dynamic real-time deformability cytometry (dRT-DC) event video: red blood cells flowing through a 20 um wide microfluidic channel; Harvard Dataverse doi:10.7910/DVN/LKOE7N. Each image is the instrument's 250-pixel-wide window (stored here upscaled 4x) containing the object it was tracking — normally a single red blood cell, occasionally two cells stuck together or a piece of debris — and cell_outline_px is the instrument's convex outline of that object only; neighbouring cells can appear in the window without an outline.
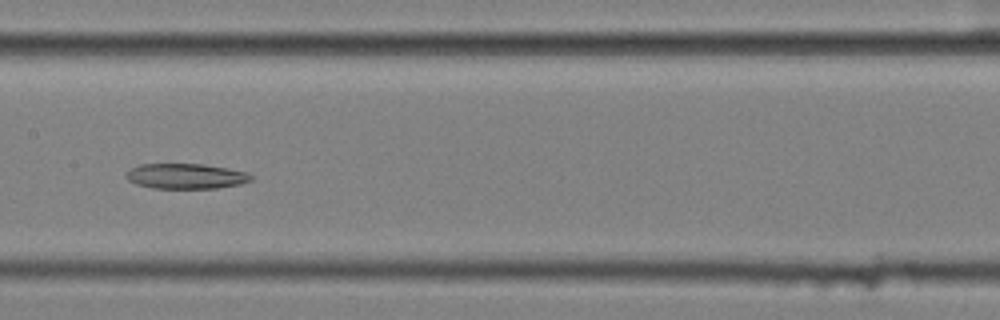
{"species": "common noctule bat (a hibernating species)", "species_latin": "Nyctalus noctula", "temperature_condition": "cold", "stored_images_in_passage": 50, "camera_frame_rate_fps": 3000, "um_per_image_px": 0.085, "animal": {"sex": "female", "body_mass_g": 25.1}, "frame": {"image": 1, "passage_image": 22, "time_ms": 7.0, "image_size_px": [1000, 320], "cell_outline_px": [[252, 180], [240, 184], [216, 188], [152, 188], [136, 184], [128, 180], [124, 176], [124, 172], [140, 164], [204, 164], [228, 168], [248, 172], [252, 176]], "centroid_in_image_um": [15.78, 14.97], "position_along_channel_um": 191.6, "area_um2": 18.5}}
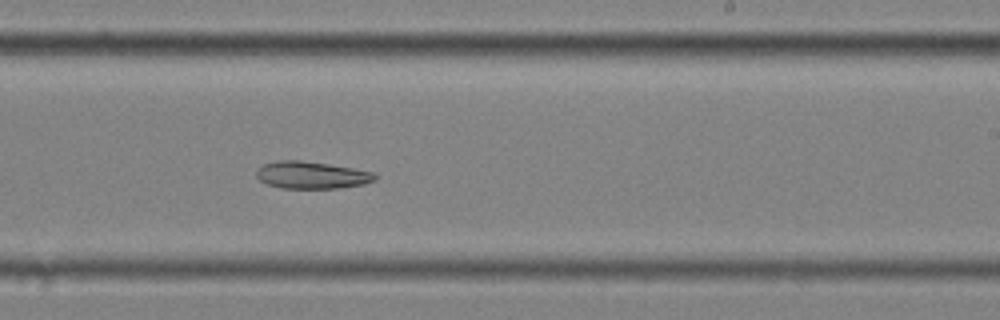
{"frame": {"image": 2, "passage_image": 28, "time_ms": 9.0, "image_size_px": [1000, 320], "cell_outline_px": [[376, 180], [364, 184], [340, 188], [280, 188], [268, 184], [260, 180], [256, 176], [256, 172], [264, 164], [280, 160], [300, 160], [328, 164], [376, 172]], "centroid_in_image_um": [26.52, 14.88], "position_along_channel_um": 262.5, "area_um2": 18.73}}
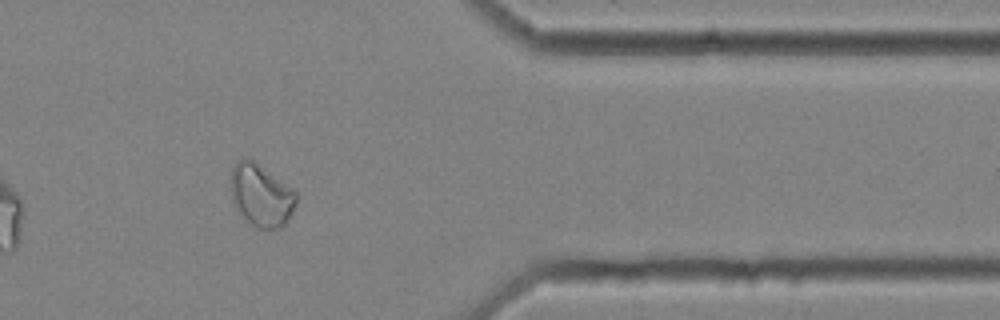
{"frame": {"image": 3, "passage_image": 40, "time_ms": 13.0, "image_size_px": [1000, 320], "cell_outline_px": [[296, 204], [292, 212], [284, 224], [280, 228], [256, 228], [244, 220], [232, 200], [228, 188], [232, 168], [240, 160], [252, 160], [296, 188]], "centroid_in_image_um": [22.19, 16.6], "position_along_channel_um": 389.2, "area_um2": 24.1}}